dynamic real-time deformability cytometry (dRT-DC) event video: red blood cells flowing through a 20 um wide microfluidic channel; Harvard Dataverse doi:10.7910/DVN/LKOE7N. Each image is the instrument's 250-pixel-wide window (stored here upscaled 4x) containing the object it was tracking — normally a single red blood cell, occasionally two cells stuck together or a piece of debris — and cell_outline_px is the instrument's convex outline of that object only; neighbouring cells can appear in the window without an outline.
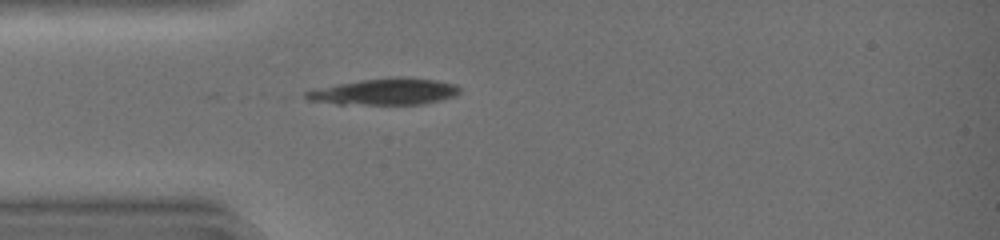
{"species": "common noctule bat (a hibernating species)", "species_latin": "Nyctalus noctula", "temperature_condition": "warm", "stored_images_in_passage": 26, "camera_frame_rate_fps": 3000, "um_per_image_px": 0.085, "animal": {"sex": "female", "body_mass_g": 19.0, "forearm_length_mm": 51.5}, "frame": {"image": 1, "passage_image": 1, "time_ms": 0.0, "image_size_px": [1000, 240], "cell_outline_px": [[460, 92], [452, 96], [440, 100], [424, 104], [336, 104], [308, 100], [300, 96], [304, 92], [312, 88], [360, 80], [396, 76], [400, 76], [436, 80], [456, 84], [460, 88]], "centroid_in_image_um": [32.63, 7.78], "position_along_channel_um": 52.4, "area_um2": 23.99}}
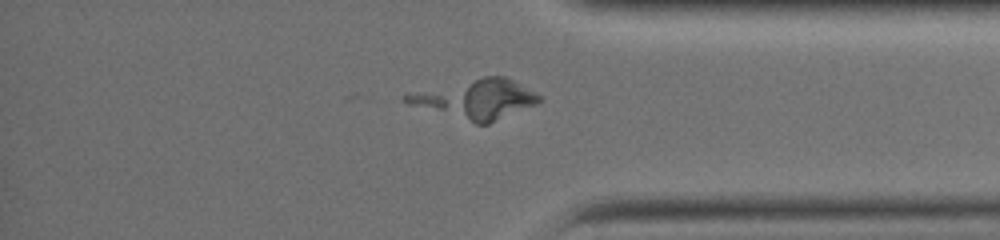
{"frame": {"image": 2, "passage_image": 25, "time_ms": 8.0, "image_size_px": [1000, 240], "cell_outline_px": [[544, 100], [536, 104], [488, 124], [476, 124], [404, 104], [400, 100], [404, 92], [484, 76], [504, 76], [536, 92]], "centroid_in_image_um": [40.32, 8.42], "position_along_channel_um": 394.9, "area_um2": 31.15}}